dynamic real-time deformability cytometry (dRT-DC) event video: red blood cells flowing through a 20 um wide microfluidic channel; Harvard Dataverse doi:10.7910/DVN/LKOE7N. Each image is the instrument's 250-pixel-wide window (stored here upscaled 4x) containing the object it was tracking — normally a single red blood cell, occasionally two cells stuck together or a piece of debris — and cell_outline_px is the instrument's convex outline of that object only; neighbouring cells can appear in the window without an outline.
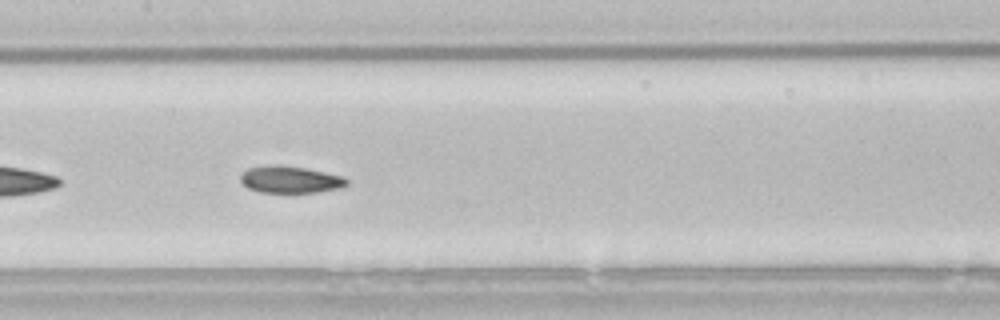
{"species": "common noctule bat (a hibernating species)", "species_latin": "Nyctalus noctula", "temperature_condition": "room temperature", "stored_images_in_passage": 19, "camera_frame_rate_fps": 3000, "um_per_image_px": 0.085, "animal": {"sex": "male", "body_mass_g": 21.5, "forearm_length_mm": 52.0}, "frame": {"image": 1, "passage_image": 11, "time_ms": 3.333, "image_size_px": [1000, 320], "cell_outline_px": [[348, 184], [340, 188], [316, 192], [260, 192], [248, 188], [240, 180], [240, 176], [248, 168], [264, 164], [280, 164], [304, 168], [344, 176], [348, 180]], "centroid_in_image_um": [24.66, 15.24], "position_along_channel_um": 182.7, "area_um2": 16.76}}
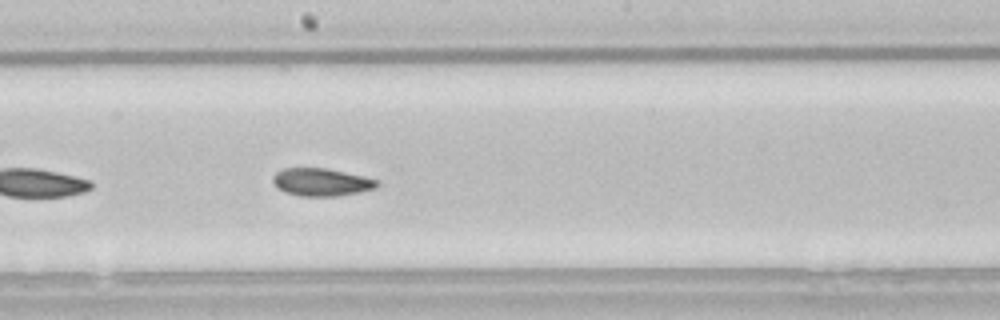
{"frame": {"image": 2, "passage_image": 14, "time_ms": 4.333, "image_size_px": [1000, 320], "cell_outline_px": [[380, 184], [376, 188], [360, 192], [336, 196], [300, 196], [284, 192], [272, 180], [272, 176], [276, 172], [284, 168], [324, 168], [364, 176], [376, 180]], "centroid_in_image_um": [27.32, 15.48], "position_along_channel_um": 220.9, "area_um2": 16.7}}